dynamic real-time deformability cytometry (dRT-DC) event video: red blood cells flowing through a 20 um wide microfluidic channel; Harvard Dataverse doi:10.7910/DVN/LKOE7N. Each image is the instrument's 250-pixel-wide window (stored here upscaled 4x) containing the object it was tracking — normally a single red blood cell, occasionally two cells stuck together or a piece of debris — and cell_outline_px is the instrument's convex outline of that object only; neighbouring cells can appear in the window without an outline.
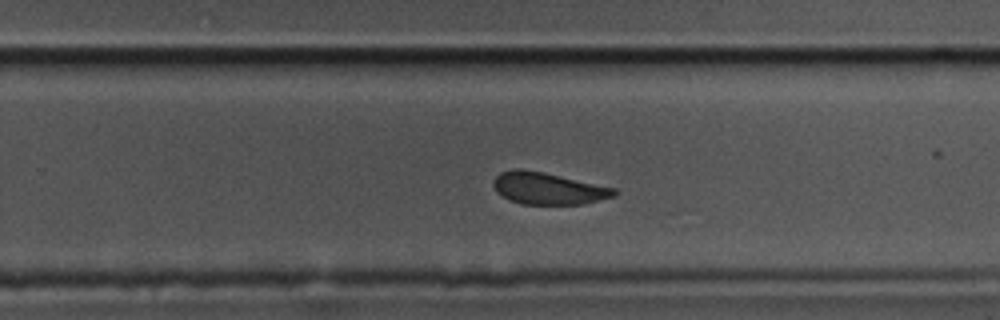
{"species": "common noctule bat (a hibernating species)", "species_latin": "Nyctalus noctula", "temperature_condition": "cold", "stored_images_in_passage": 35, "camera_frame_rate_fps": 3000, "um_per_image_px": 0.085, "animal": {"sex": "male", "body_mass_g": 17.5, "forearm_length_mm": 52.3}, "frame": {"image": 1, "passage_image": 34, "time_ms": 11.0, "image_size_px": [1000, 320], "cell_outline_px": [[620, 192], [616, 196], [584, 204], [520, 204], [508, 200], [496, 192], [492, 184], [492, 180], [500, 172], [512, 168], [520, 168], [544, 172], [616, 188]], "centroid_in_image_um": [46.58, 16.01], "position_along_channel_um": 283.2, "area_um2": 22.89}}